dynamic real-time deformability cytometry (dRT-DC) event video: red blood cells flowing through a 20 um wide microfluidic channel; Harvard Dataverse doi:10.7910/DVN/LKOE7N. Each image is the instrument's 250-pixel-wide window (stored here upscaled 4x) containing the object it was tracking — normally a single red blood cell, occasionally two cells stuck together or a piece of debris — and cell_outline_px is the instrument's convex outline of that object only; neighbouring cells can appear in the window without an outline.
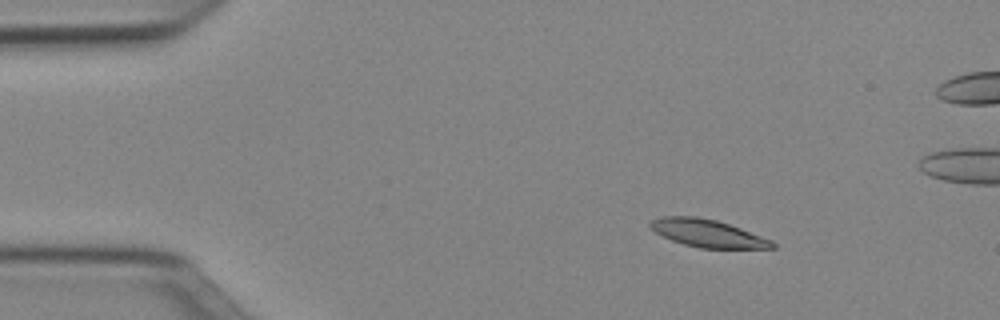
{"species": "Egyptian fruit bat (a non-hibernating species)", "species_latin": "Rousettus aegyptiacus", "temperature_condition": "cold", "stored_images_in_passage": 51, "camera_frame_rate_fps": 3000, "um_per_image_px": 0.085, "animal": {"sex": "female"}, "frame": {"image": 1, "passage_image": 7, "time_ms": 2.0, "image_size_px": [1000, 320], "cell_outline_px": [[776, 248], [700, 248], [684, 244], [672, 240], [656, 232], [648, 224], [652, 220], [664, 216], [696, 216], [716, 220], [740, 228], [772, 240], [776, 244]], "centroid_in_image_um": [60.17, 19.83], "position_along_channel_um": 24.8, "area_um2": 19.36}}
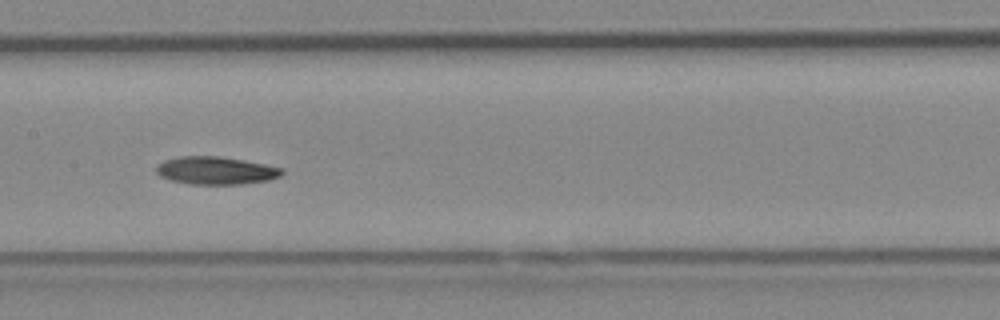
{"frame": {"image": 2, "passage_image": 25, "time_ms": 8.0, "image_size_px": [1000, 320], "cell_outline_px": [[284, 172], [280, 176], [268, 180], [244, 184], [188, 184], [172, 180], [160, 176], [156, 172], [156, 164], [164, 160], [180, 156], [220, 156], [264, 164], [284, 168]], "centroid_in_image_um": [18.33, 14.49], "position_along_channel_um": 189.1, "area_um2": 20.4}}
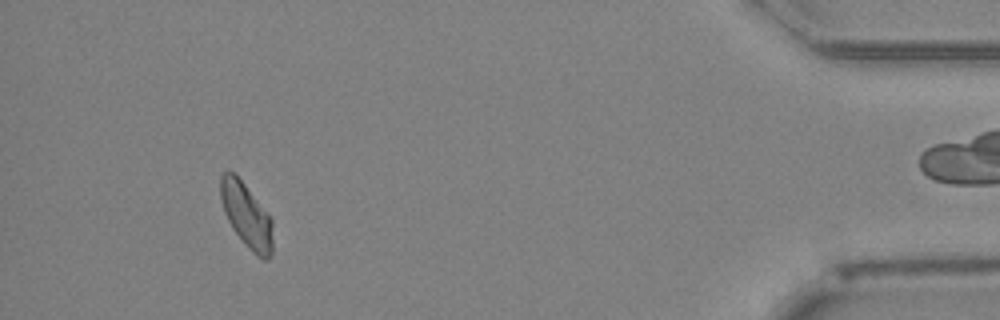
{"frame": {"image": 3, "passage_image": 47, "time_ms": 15.333, "image_size_px": [1000, 320], "cell_outline_px": [[272, 252], [268, 260], [264, 260], [256, 256], [244, 244], [232, 228], [224, 212], [220, 196], [220, 176], [228, 168], [244, 184], [268, 212], [272, 220]], "centroid_in_image_um": [20.95, 18.32], "position_along_channel_um": 414.2, "area_um2": 19.71}}